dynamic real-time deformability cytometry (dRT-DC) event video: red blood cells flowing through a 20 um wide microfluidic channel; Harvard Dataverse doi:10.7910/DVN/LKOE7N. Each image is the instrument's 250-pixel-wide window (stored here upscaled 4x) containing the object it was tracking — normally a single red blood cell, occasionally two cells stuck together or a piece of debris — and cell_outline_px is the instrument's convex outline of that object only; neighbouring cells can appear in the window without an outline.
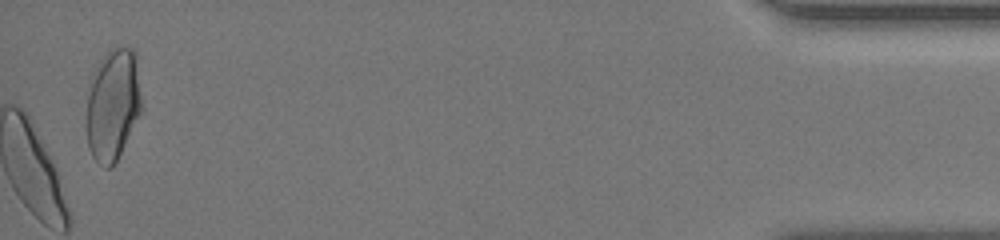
{"species": "human", "species_latin": "Homo sapiens", "temperature_condition": "room temperature", "stored_images_in_passage": 20, "camera_frame_rate_fps": 3000, "um_per_image_px": 0.085, "donor": {"sex": "female"}, "frame": {"image": 1, "passage_image": 20, "time_ms": 12.667, "image_size_px": [1000, 240], "cell_outline_px": [[140, 112], [116, 160], [108, 168], [104, 168], [92, 156], [88, 148], [88, 96], [92, 72], [104, 56], [112, 48], [132, 48], [136, 56], [140, 96]], "centroid_in_image_um": [9.58, 8.88], "position_along_channel_um": 425.6, "area_um2": 34.74}, "authors_computed_cell_mechanics": {"area_um2": 33.6107, "velocity_mm_per_s": 3.8492, "shape_relaxation_time_tau1_ms": 2.2463, "shape_relaxation_time_tau2_ms": null, "deformation_change_tau1": 0.1137, "deformation_change_tau2": null}}